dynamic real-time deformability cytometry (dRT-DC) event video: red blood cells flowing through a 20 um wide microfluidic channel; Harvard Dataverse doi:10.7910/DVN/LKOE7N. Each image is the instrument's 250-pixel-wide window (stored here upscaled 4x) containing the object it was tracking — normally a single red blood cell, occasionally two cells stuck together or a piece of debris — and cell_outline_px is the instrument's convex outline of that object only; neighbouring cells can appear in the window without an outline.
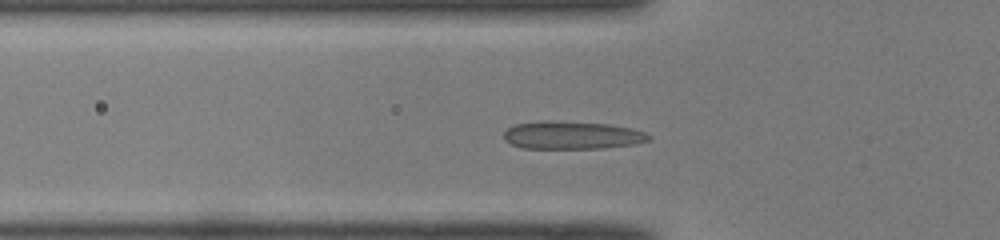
{"species": "common noctule bat (a hibernating species)", "species_latin": "Nyctalus noctula", "temperature_condition": "room temperature", "stored_images_in_passage": 37, "camera_frame_rate_fps": 3000, "um_per_image_px": 0.085, "animal": {"sex": "male", "body_mass_g": 19.0, "forearm_length_mm": 50.8}, "frame": {"image": 1, "passage_image": 4, "time_ms": 1.0, "image_size_px": [1000, 240], "cell_outline_px": [[652, 140], [636, 144], [604, 148], [520, 148], [504, 140], [504, 132], [508, 128], [516, 124], [544, 120], [548, 120], [608, 124], [632, 128], [644, 132], [652, 136]], "centroid_in_image_um": [48.65, 11.49], "position_along_channel_um": 77.2, "area_um2": 23.7}}
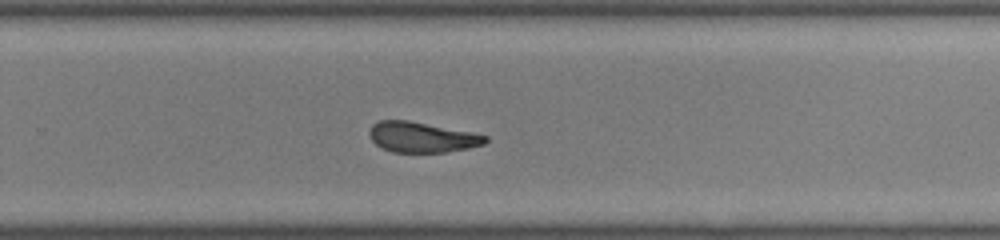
{"frame": {"image": 2, "passage_image": 20, "time_ms": 6.333, "image_size_px": [1000, 240], "cell_outline_px": [[488, 140], [484, 144], [468, 148], [448, 152], [392, 152], [380, 148], [372, 140], [368, 132], [372, 124], [380, 120], [408, 120], [472, 132], [488, 136]], "centroid_in_image_um": [35.85, 11.66], "position_along_channel_um": 294.0, "area_um2": 20.63}}
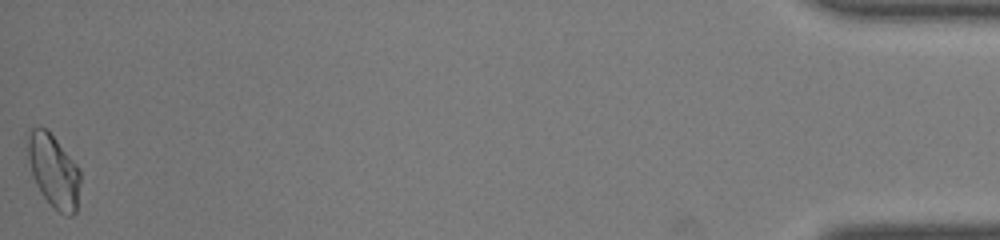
{"frame": {"image": 3, "passage_image": 37, "time_ms": 12.0, "image_size_px": [1000, 240], "cell_outline_px": [[80, 184], [76, 212], [72, 216], [68, 216], [60, 212], [40, 192], [36, 184], [32, 172], [28, 156], [28, 136], [32, 128], [40, 124], [48, 128], [80, 168]], "centroid_in_image_um": [4.58, 14.47], "position_along_channel_um": 430.6, "area_um2": 22.43}, "authors_computed_cell_mechanics": {"area_um2": 21.7906, "velocity_mm_per_s": 4.0736, "shape_relaxation_time_tau1_ms": 9.2293, "shape_relaxation_time_tau2_ms": 1.3364, "deformation_change_tau1": 0.2388, "deformation_change_tau2": 0.0691}}